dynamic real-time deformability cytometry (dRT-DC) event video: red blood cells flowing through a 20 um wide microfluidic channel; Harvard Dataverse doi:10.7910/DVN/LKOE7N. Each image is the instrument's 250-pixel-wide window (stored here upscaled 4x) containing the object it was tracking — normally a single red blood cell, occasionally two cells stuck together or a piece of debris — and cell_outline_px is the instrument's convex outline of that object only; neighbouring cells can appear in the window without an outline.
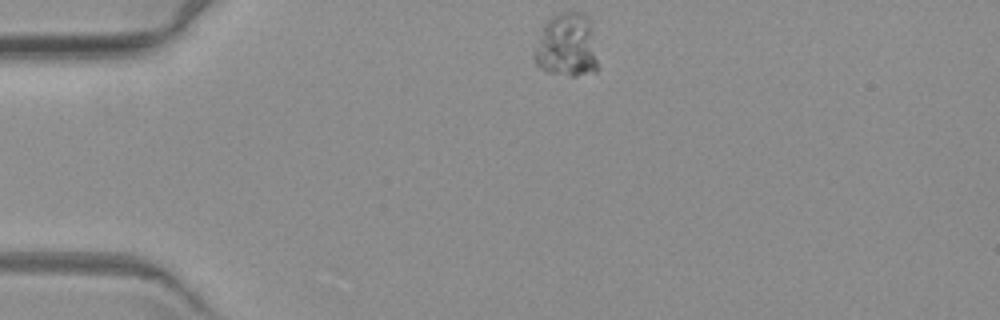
{"species": "common noctule bat (a hibernating species)", "species_latin": "Nyctalus noctula", "temperature_condition": "warm", "stored_images_in_passage": 6, "camera_frame_rate_fps": 3000, "um_per_image_px": 0.085, "animal": {"sex": "female", "body_mass_g": 19.3, "forearm_length_mm": 54.1}, "frame": {"image": 1, "passage_image": 1, "time_ms": 0.0, "image_size_px": [1000, 320], "cell_outline_px": [[600, 68], [596, 72], [576, 76], [572, 76], [544, 72], [536, 64], [532, 56], [544, 24], [552, 16], [560, 12], [584, 12], [592, 20]], "centroid_in_image_um": [48.24, 3.87], "position_along_channel_um": 36.8, "area_um2": 24.57}}
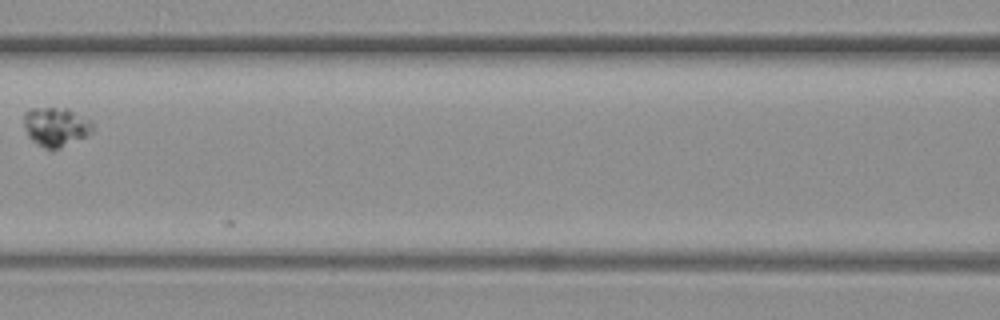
{"frame": {"image": 2, "passage_image": 5, "time_ms": 5.0, "image_size_px": [1000, 320], "cell_outline_px": [[92, 132], [60, 148], [44, 148], [36, 144], [28, 136], [24, 128], [24, 112], [32, 108], [68, 108], [92, 120]], "centroid_in_image_um": [4.73, 10.75], "position_along_channel_um": 161.9, "area_um2": 15.61}}
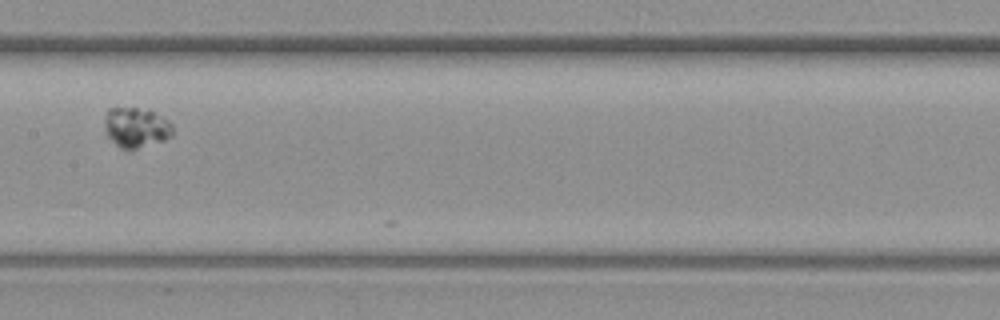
{"frame": {"image": 3, "passage_image": 6, "time_ms": 6.0, "image_size_px": [1000, 320], "cell_outline_px": [[172, 136], [164, 140], [136, 148], [120, 148], [104, 132], [104, 120], [108, 108], [136, 108], [152, 112], [168, 120], [172, 124]], "centroid_in_image_um": [11.54, 10.83], "position_along_channel_um": 195.9, "area_um2": 15.61}}